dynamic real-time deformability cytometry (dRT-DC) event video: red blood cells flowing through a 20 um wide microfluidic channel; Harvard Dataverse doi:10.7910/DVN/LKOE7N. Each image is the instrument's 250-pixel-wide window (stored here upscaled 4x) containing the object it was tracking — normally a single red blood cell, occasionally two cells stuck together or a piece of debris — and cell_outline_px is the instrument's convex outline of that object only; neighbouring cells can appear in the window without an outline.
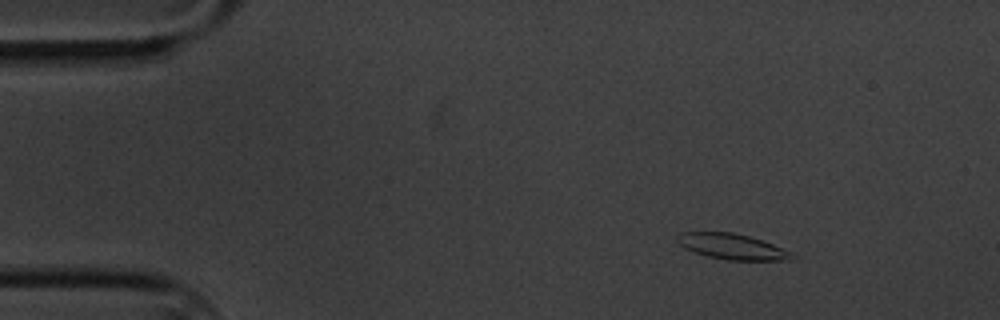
{"species": "common noctule bat (a hibernating species)", "species_latin": "Nyctalus noctula", "temperature_condition": "cold", "stored_images_in_passage": 5, "camera_frame_rate_fps": 3000, "um_per_image_px": 0.085, "animal": {"sex": "male", "body_mass_g": 20.1, "forearm_length_mm": 53.5}, "frame": {"image": 1, "passage_image": 2, "time_ms": 1.333, "image_size_px": [1000, 320], "cell_outline_px": [[800, 256], [792, 260], [728, 260], [708, 256], [684, 248], [676, 240], [676, 236], [680, 232], [732, 232], [748, 236], [772, 244], [792, 252]], "centroid_in_image_um": [62.27, 20.96], "position_along_channel_um": 22.7, "area_um2": 17.11}}